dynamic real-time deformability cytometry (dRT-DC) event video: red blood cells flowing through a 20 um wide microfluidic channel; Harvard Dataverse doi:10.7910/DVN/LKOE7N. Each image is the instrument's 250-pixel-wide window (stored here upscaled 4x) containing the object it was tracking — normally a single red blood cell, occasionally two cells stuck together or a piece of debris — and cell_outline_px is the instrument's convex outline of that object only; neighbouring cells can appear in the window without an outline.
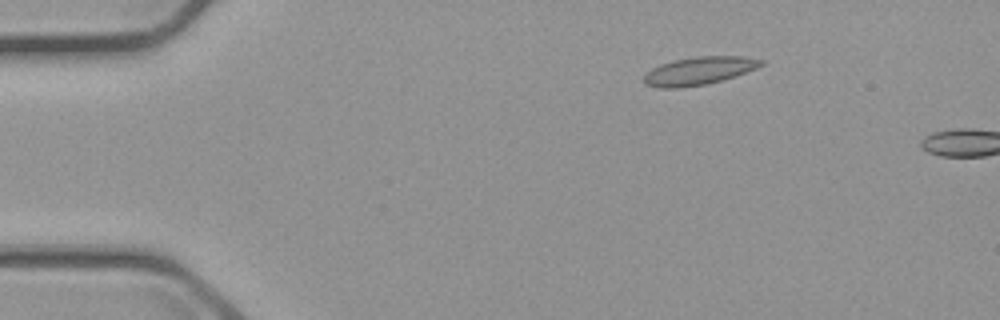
{"species": "common noctule bat (a hibernating species)", "species_latin": "Nyctalus noctula", "temperature_condition": "cold", "stored_images_in_passage": 2, "camera_frame_rate_fps": 3000, "um_per_image_px": 0.085, "animal": {"sex": "male", "body_mass_g": 23.1, "forearm_length_mm": 52.7}, "frame": {"image": 1, "passage_image": 1, "time_ms": 0.0, "image_size_px": [1000, 320], "cell_outline_px": [[764, 64], [756, 68], [736, 76], [704, 84], [676, 88], [660, 88], [644, 84], [644, 76], [652, 68], [660, 64], [676, 60], [696, 56], [744, 56], [764, 60]], "centroid_in_image_um": [59.43, 6.01], "position_along_channel_um": 25.6, "area_um2": 18.9}}